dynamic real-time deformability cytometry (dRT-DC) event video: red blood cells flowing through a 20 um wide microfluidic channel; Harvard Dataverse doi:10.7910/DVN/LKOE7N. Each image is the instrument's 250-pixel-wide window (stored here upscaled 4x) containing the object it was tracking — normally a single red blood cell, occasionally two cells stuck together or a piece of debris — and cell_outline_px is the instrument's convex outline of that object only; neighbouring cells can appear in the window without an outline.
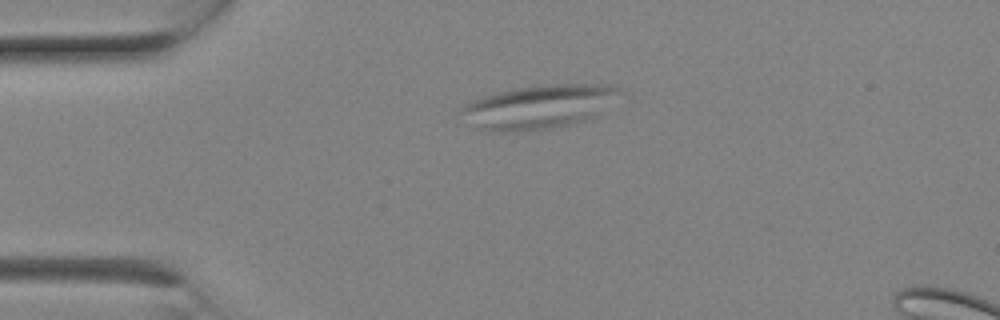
{"species": "Egyptian fruit bat (a non-hibernating species)", "species_latin": "Rousettus aegyptiacus", "temperature_condition": "room temperature", "stored_images_in_passage": 3, "camera_frame_rate_fps": 3000, "um_per_image_px": 0.085, "animal": {"sex": "female"}, "frame": {"image": 1, "passage_image": 2, "time_ms": 0.333, "image_size_px": [1000, 320], "cell_outline_px": [[628, 96], [596, 116], [572, 124], [552, 128], [512, 132], [492, 132], [472, 128], [460, 112], [460, 104], [496, 92], [516, 88], [544, 84], [612, 84], [624, 88], [628, 92]], "centroid_in_image_um": [45.93, 9.06], "position_along_channel_um": 39.1, "area_um2": 42.14}}